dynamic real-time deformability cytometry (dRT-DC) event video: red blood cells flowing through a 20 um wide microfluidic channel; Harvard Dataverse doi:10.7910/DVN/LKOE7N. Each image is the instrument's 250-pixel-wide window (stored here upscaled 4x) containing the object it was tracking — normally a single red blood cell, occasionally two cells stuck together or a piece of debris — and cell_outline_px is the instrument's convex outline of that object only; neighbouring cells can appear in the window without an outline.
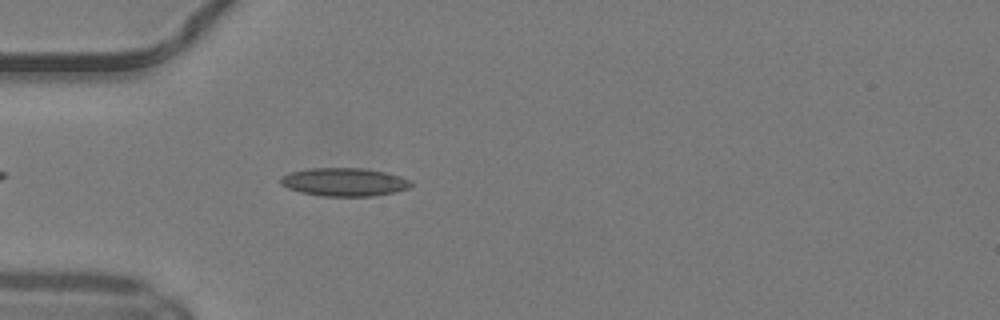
{"species": "common noctule bat (a hibernating species)", "species_latin": "Nyctalus noctula", "temperature_condition": "warm", "stored_images_in_passage": 37, "camera_frame_rate_fps": 3000, "um_per_image_px": 0.085, "animal": {"sex": "male", "body_mass_g": 19.2, "forearm_length_mm": 51.8}, "frame": {"image": 1, "passage_image": 5, "time_ms": 1.333, "image_size_px": [1000, 320], "cell_outline_px": [[412, 184], [408, 188], [396, 192], [372, 196], [324, 196], [300, 192], [288, 188], [280, 184], [280, 176], [292, 172], [312, 168], [364, 168], [388, 172], [412, 180]], "centroid_in_image_um": [29.29, 15.47], "position_along_channel_um": 55.7, "area_um2": 21.56}}
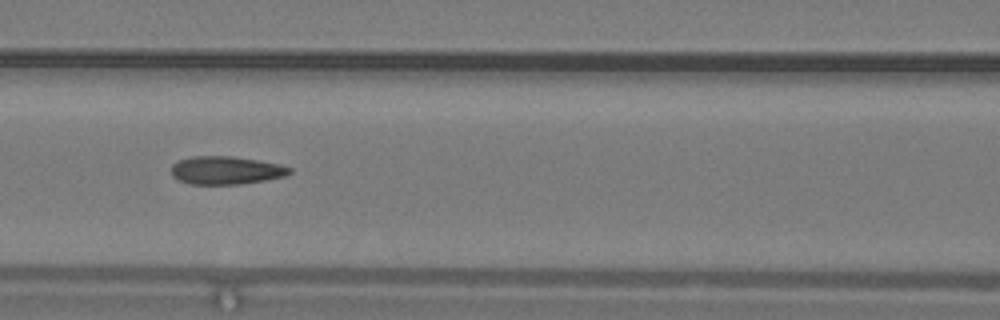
{"frame": {"image": 2, "passage_image": 12, "time_ms": 3.667, "image_size_px": [1000, 320], "cell_outline_px": [[292, 172], [284, 176], [264, 180], [240, 184], [192, 184], [180, 180], [172, 176], [172, 164], [180, 160], [192, 156], [232, 156], [280, 164], [292, 168]], "centroid_in_image_um": [19.22, 14.47], "position_along_channel_um": 147.4, "area_um2": 19.19}}
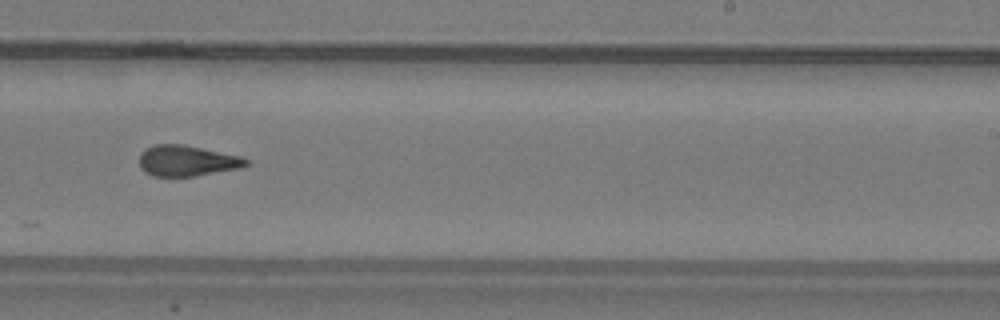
{"frame": {"image": 3, "passage_image": 21, "time_ms": 6.667, "image_size_px": [1000, 320], "cell_outline_px": [[248, 164], [240, 168], [196, 176], [152, 176], [144, 172], [140, 168], [140, 152], [144, 148], [156, 144], [184, 144], [240, 156], [248, 160]], "centroid_in_image_um": [15.85, 13.66], "position_along_channel_um": 273.1, "area_um2": 19.25}, "authors_computed_cell_mechanics": {"area_um2": 19.2474, "velocity_mm_per_s": 4.2047, "shape_relaxation_time_tau1_ms": 11.1456, "shape_relaxation_time_tau2_ms": 1.8202, "deformation_change_tau1": 0.2766, "deformation_change_tau2": 0.1159}}